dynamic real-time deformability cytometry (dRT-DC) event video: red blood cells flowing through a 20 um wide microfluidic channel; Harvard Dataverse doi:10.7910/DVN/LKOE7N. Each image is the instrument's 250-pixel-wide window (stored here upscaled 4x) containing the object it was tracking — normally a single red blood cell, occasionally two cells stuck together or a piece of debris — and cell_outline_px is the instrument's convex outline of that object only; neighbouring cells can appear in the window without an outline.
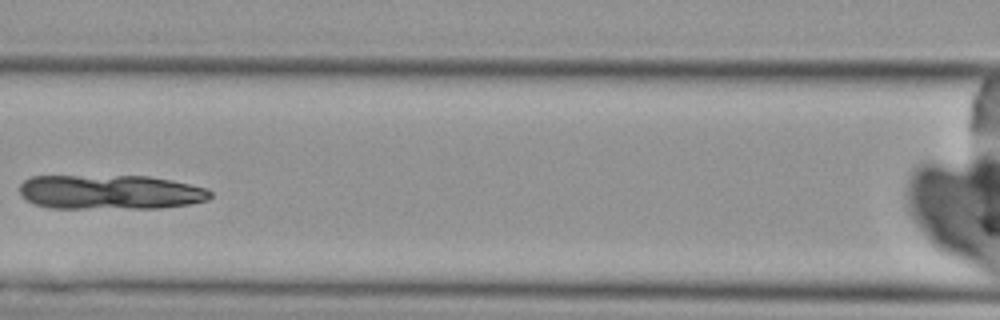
{"species": "Egyptian fruit bat (a non-hibernating species)", "species_latin": "Rousettus aegyptiacus", "temperature_condition": "cold", "stored_images_in_passage": 5, "camera_frame_rate_fps": 3000, "um_per_image_px": 0.085, "animal": {"sex": "female"}, "frame": {"image": 1, "passage_image": 4, "time_ms": 3.667, "image_size_px": [1000, 320], "cell_outline_px": [[212, 196], [208, 200], [188, 204], [160, 208], [52, 208], [36, 204], [28, 200], [20, 192], [20, 184], [24, 180], [32, 176], [148, 176], [172, 180], [208, 188], [212, 192]], "centroid_in_image_um": [9.41, 16.32], "position_along_channel_um": 157.2, "area_um2": 38.44}}